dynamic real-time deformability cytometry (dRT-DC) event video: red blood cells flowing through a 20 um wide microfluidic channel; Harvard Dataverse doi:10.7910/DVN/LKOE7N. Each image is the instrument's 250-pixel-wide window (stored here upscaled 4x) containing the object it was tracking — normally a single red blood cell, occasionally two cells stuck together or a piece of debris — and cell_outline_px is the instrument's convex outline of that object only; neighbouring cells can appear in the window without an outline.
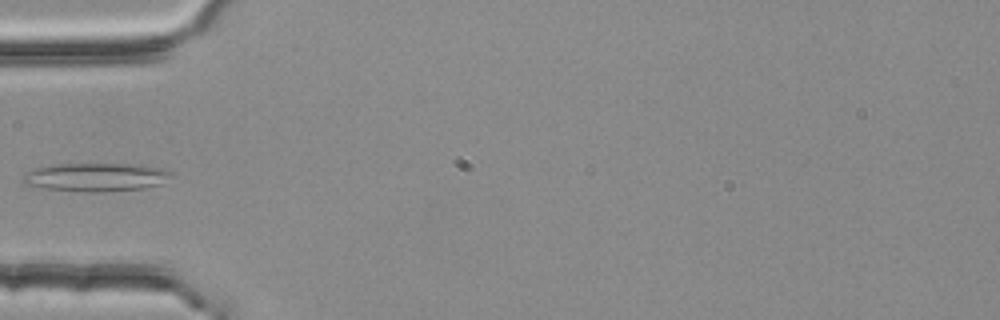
{"species": "common noctule bat (a hibernating species)", "species_latin": "Nyctalus noctula", "temperature_condition": "room temperature", "stored_images_in_passage": 3, "camera_frame_rate_fps": 3000, "um_per_image_px": 0.085, "animal": {"sex": "female", "body_mass_g": 25.1}, "frame": {"image": 1, "passage_image": 3, "time_ms": 0.667, "image_size_px": [1000, 320], "cell_outline_px": [[172, 172], [164, 184], [144, 188], [100, 192], [80, 192], [44, 188], [24, 184], [24, 176], [32, 168], [56, 164], [144, 164], [164, 168]], "centroid_in_image_um": [8.2, 15.05], "position_along_channel_um": 76.8, "area_um2": 24.8}}